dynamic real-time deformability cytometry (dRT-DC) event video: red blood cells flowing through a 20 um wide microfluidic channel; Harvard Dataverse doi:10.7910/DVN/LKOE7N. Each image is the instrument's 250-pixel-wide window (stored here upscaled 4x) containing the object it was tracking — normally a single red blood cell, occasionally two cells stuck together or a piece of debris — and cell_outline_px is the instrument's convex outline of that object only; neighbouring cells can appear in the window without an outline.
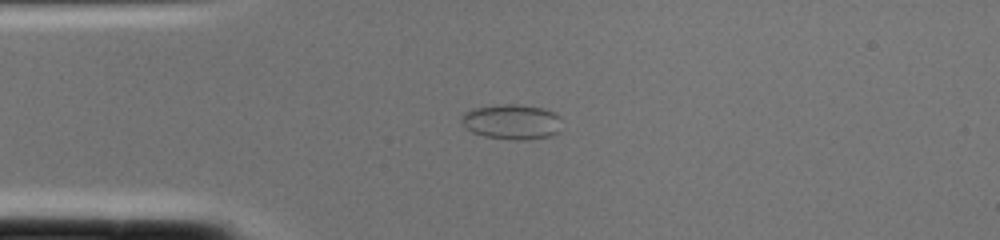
{"species": "common noctule bat (a hibernating species)", "species_latin": "Nyctalus noctula", "temperature_condition": "cold", "stored_images_in_passage": 2, "camera_frame_rate_fps": 3000, "um_per_image_px": 0.085, "animal": {"sex": "female", "body_mass_g": 22.0, "forearm_length_mm": 56.7}, "frame": {"image": 1, "passage_image": 1, "time_ms": 0.0, "image_size_px": [1000, 240], "cell_outline_px": [[560, 132], [552, 136], [528, 140], [512, 140], [484, 136], [472, 132], [464, 128], [460, 120], [460, 116], [464, 112], [472, 108], [504, 104], [516, 104], [544, 108], [560, 116]], "centroid_in_image_um": [43.49, 10.36], "position_along_channel_um": 41.5, "area_um2": 20.92}}